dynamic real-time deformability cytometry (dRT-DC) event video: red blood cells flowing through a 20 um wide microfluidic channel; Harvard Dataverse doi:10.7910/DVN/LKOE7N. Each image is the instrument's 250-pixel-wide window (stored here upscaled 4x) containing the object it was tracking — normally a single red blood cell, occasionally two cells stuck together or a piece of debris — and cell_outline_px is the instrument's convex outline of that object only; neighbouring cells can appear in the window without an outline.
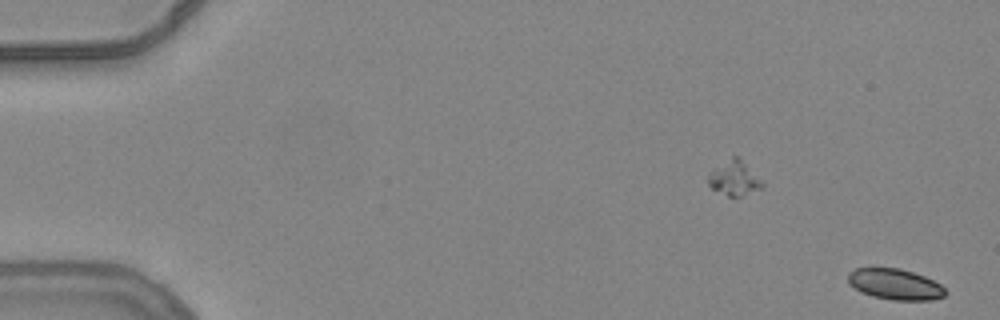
{"species": "common noctule bat (a hibernating species)", "species_latin": "Nyctalus noctula", "temperature_condition": "warm", "stored_images_in_passage": 19, "camera_frame_rate_fps": 3000, "um_per_image_px": 0.085, "animal": {"sex": "female", "body_mass_g": 24.6, "forearm_length_mm": 56.2}, "frame": {"image": 1, "passage_image": 1, "time_ms": 0.0, "image_size_px": [1000, 320], "cell_outline_px": [[948, 292], [944, 296], [932, 300], [892, 300], [872, 296], [860, 292], [848, 284], [848, 272], [856, 268], [900, 268], [924, 276], [940, 284]], "centroid_in_image_um": [76.06, 24.17], "position_along_channel_um": 8.9, "area_um2": 17.57}}
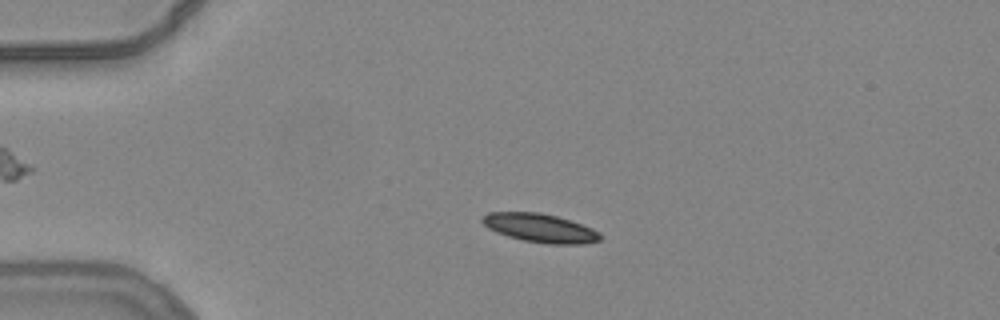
{"frame": {"image": 2, "passage_image": 13, "time_ms": 4.0, "image_size_px": [1000, 320], "cell_outline_px": [[600, 240], [584, 244], [548, 244], [524, 240], [508, 236], [496, 232], [488, 228], [480, 220], [488, 212], [540, 212], [556, 216], [592, 228], [600, 232]], "centroid_in_image_um": [45.9, 19.38], "position_along_channel_um": 39.1, "area_um2": 19.54}}